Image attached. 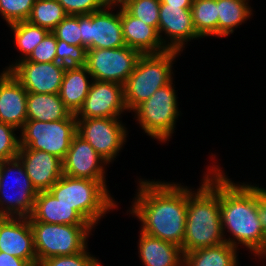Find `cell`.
I'll list each match as a JSON object with an SVG mask.
<instances>
[{
	"instance_id": "cell-12",
	"label": "cell",
	"mask_w": 266,
	"mask_h": 266,
	"mask_svg": "<svg viewBox=\"0 0 266 266\" xmlns=\"http://www.w3.org/2000/svg\"><path fill=\"white\" fill-rule=\"evenodd\" d=\"M142 54L131 47L88 49L86 68L93 80L124 85Z\"/></svg>"
},
{
	"instance_id": "cell-40",
	"label": "cell",
	"mask_w": 266,
	"mask_h": 266,
	"mask_svg": "<svg viewBox=\"0 0 266 266\" xmlns=\"http://www.w3.org/2000/svg\"><path fill=\"white\" fill-rule=\"evenodd\" d=\"M160 3L170 6H192L193 0H160Z\"/></svg>"
},
{
	"instance_id": "cell-41",
	"label": "cell",
	"mask_w": 266,
	"mask_h": 266,
	"mask_svg": "<svg viewBox=\"0 0 266 266\" xmlns=\"http://www.w3.org/2000/svg\"><path fill=\"white\" fill-rule=\"evenodd\" d=\"M130 0H110V3L114 6L123 7Z\"/></svg>"
},
{
	"instance_id": "cell-21",
	"label": "cell",
	"mask_w": 266,
	"mask_h": 266,
	"mask_svg": "<svg viewBox=\"0 0 266 266\" xmlns=\"http://www.w3.org/2000/svg\"><path fill=\"white\" fill-rule=\"evenodd\" d=\"M138 258L143 266H183L181 247L145 234L139 230Z\"/></svg>"
},
{
	"instance_id": "cell-32",
	"label": "cell",
	"mask_w": 266,
	"mask_h": 266,
	"mask_svg": "<svg viewBox=\"0 0 266 266\" xmlns=\"http://www.w3.org/2000/svg\"><path fill=\"white\" fill-rule=\"evenodd\" d=\"M38 266H103L99 257L87 247L83 252L70 256H53L41 261Z\"/></svg>"
},
{
	"instance_id": "cell-13",
	"label": "cell",
	"mask_w": 266,
	"mask_h": 266,
	"mask_svg": "<svg viewBox=\"0 0 266 266\" xmlns=\"http://www.w3.org/2000/svg\"><path fill=\"white\" fill-rule=\"evenodd\" d=\"M191 7L160 3L158 34L167 50L183 53L190 42L202 39L194 28Z\"/></svg>"
},
{
	"instance_id": "cell-2",
	"label": "cell",
	"mask_w": 266,
	"mask_h": 266,
	"mask_svg": "<svg viewBox=\"0 0 266 266\" xmlns=\"http://www.w3.org/2000/svg\"><path fill=\"white\" fill-rule=\"evenodd\" d=\"M221 165L220 216L225 241L239 250L244 248L257 261L264 254V232L258 213L256 183L232 180Z\"/></svg>"
},
{
	"instance_id": "cell-11",
	"label": "cell",
	"mask_w": 266,
	"mask_h": 266,
	"mask_svg": "<svg viewBox=\"0 0 266 266\" xmlns=\"http://www.w3.org/2000/svg\"><path fill=\"white\" fill-rule=\"evenodd\" d=\"M82 47L111 49L126 46L121 25V7L109 3L104 9L79 15Z\"/></svg>"
},
{
	"instance_id": "cell-7",
	"label": "cell",
	"mask_w": 266,
	"mask_h": 266,
	"mask_svg": "<svg viewBox=\"0 0 266 266\" xmlns=\"http://www.w3.org/2000/svg\"><path fill=\"white\" fill-rule=\"evenodd\" d=\"M28 218L33 232L37 266L53 256H70L83 252L89 247L88 239L95 231L91 225L52 224Z\"/></svg>"
},
{
	"instance_id": "cell-14",
	"label": "cell",
	"mask_w": 266,
	"mask_h": 266,
	"mask_svg": "<svg viewBox=\"0 0 266 266\" xmlns=\"http://www.w3.org/2000/svg\"><path fill=\"white\" fill-rule=\"evenodd\" d=\"M129 113L125 107L123 85L93 80L76 119L122 118Z\"/></svg>"
},
{
	"instance_id": "cell-24",
	"label": "cell",
	"mask_w": 266,
	"mask_h": 266,
	"mask_svg": "<svg viewBox=\"0 0 266 266\" xmlns=\"http://www.w3.org/2000/svg\"><path fill=\"white\" fill-rule=\"evenodd\" d=\"M252 1V0H251ZM218 38L234 34L237 28L253 18L255 11L250 0H217Z\"/></svg>"
},
{
	"instance_id": "cell-43",
	"label": "cell",
	"mask_w": 266,
	"mask_h": 266,
	"mask_svg": "<svg viewBox=\"0 0 266 266\" xmlns=\"http://www.w3.org/2000/svg\"><path fill=\"white\" fill-rule=\"evenodd\" d=\"M3 160H0V182H1V176H2V168H3Z\"/></svg>"
},
{
	"instance_id": "cell-34",
	"label": "cell",
	"mask_w": 266,
	"mask_h": 266,
	"mask_svg": "<svg viewBox=\"0 0 266 266\" xmlns=\"http://www.w3.org/2000/svg\"><path fill=\"white\" fill-rule=\"evenodd\" d=\"M87 49L57 39L56 60L66 67L86 66Z\"/></svg>"
},
{
	"instance_id": "cell-16",
	"label": "cell",
	"mask_w": 266,
	"mask_h": 266,
	"mask_svg": "<svg viewBox=\"0 0 266 266\" xmlns=\"http://www.w3.org/2000/svg\"><path fill=\"white\" fill-rule=\"evenodd\" d=\"M107 166L110 165L78 134L62 160L64 175L97 181H107Z\"/></svg>"
},
{
	"instance_id": "cell-5",
	"label": "cell",
	"mask_w": 266,
	"mask_h": 266,
	"mask_svg": "<svg viewBox=\"0 0 266 266\" xmlns=\"http://www.w3.org/2000/svg\"><path fill=\"white\" fill-rule=\"evenodd\" d=\"M181 54L176 50H167L160 54H142L138 58L132 74L123 85L125 107L129 113L175 78L173 67Z\"/></svg>"
},
{
	"instance_id": "cell-27",
	"label": "cell",
	"mask_w": 266,
	"mask_h": 266,
	"mask_svg": "<svg viewBox=\"0 0 266 266\" xmlns=\"http://www.w3.org/2000/svg\"><path fill=\"white\" fill-rule=\"evenodd\" d=\"M10 33L13 37L12 43L14 44V49L20 53L19 57L8 63L5 66V70L9 71L16 63L27 59L32 53L33 49L44 39V37L49 33L48 30L33 25L28 21H20L10 25H7ZM13 34V35H12ZM17 49H16V48Z\"/></svg>"
},
{
	"instance_id": "cell-15",
	"label": "cell",
	"mask_w": 266,
	"mask_h": 266,
	"mask_svg": "<svg viewBox=\"0 0 266 266\" xmlns=\"http://www.w3.org/2000/svg\"><path fill=\"white\" fill-rule=\"evenodd\" d=\"M66 66L58 62L22 60L9 71L27 92L59 94Z\"/></svg>"
},
{
	"instance_id": "cell-22",
	"label": "cell",
	"mask_w": 266,
	"mask_h": 266,
	"mask_svg": "<svg viewBox=\"0 0 266 266\" xmlns=\"http://www.w3.org/2000/svg\"><path fill=\"white\" fill-rule=\"evenodd\" d=\"M30 217L43 223L90 225L74 208L59 202L49 190L38 192Z\"/></svg>"
},
{
	"instance_id": "cell-33",
	"label": "cell",
	"mask_w": 266,
	"mask_h": 266,
	"mask_svg": "<svg viewBox=\"0 0 266 266\" xmlns=\"http://www.w3.org/2000/svg\"><path fill=\"white\" fill-rule=\"evenodd\" d=\"M18 131L14 126L0 121V160L6 161L17 158L20 150Z\"/></svg>"
},
{
	"instance_id": "cell-9",
	"label": "cell",
	"mask_w": 266,
	"mask_h": 266,
	"mask_svg": "<svg viewBox=\"0 0 266 266\" xmlns=\"http://www.w3.org/2000/svg\"><path fill=\"white\" fill-rule=\"evenodd\" d=\"M76 134L77 120L73 113L51 122L27 120L19 130L20 147L45 151L63 160Z\"/></svg>"
},
{
	"instance_id": "cell-18",
	"label": "cell",
	"mask_w": 266,
	"mask_h": 266,
	"mask_svg": "<svg viewBox=\"0 0 266 266\" xmlns=\"http://www.w3.org/2000/svg\"><path fill=\"white\" fill-rule=\"evenodd\" d=\"M17 158L38 192L48 191L63 175L62 160L48 152L20 147Z\"/></svg>"
},
{
	"instance_id": "cell-38",
	"label": "cell",
	"mask_w": 266,
	"mask_h": 266,
	"mask_svg": "<svg viewBox=\"0 0 266 266\" xmlns=\"http://www.w3.org/2000/svg\"><path fill=\"white\" fill-rule=\"evenodd\" d=\"M260 186V187H259ZM256 196L258 198V213L264 232V253L266 252V187L256 184Z\"/></svg>"
},
{
	"instance_id": "cell-6",
	"label": "cell",
	"mask_w": 266,
	"mask_h": 266,
	"mask_svg": "<svg viewBox=\"0 0 266 266\" xmlns=\"http://www.w3.org/2000/svg\"><path fill=\"white\" fill-rule=\"evenodd\" d=\"M174 80L159 88L131 112L142 133L161 145L173 140L177 122L183 114L179 109L178 90H175Z\"/></svg>"
},
{
	"instance_id": "cell-1",
	"label": "cell",
	"mask_w": 266,
	"mask_h": 266,
	"mask_svg": "<svg viewBox=\"0 0 266 266\" xmlns=\"http://www.w3.org/2000/svg\"><path fill=\"white\" fill-rule=\"evenodd\" d=\"M136 176L137 187L127 216L140 222L139 230L182 249L187 213V185L174 180ZM131 214V215H130Z\"/></svg>"
},
{
	"instance_id": "cell-30",
	"label": "cell",
	"mask_w": 266,
	"mask_h": 266,
	"mask_svg": "<svg viewBox=\"0 0 266 266\" xmlns=\"http://www.w3.org/2000/svg\"><path fill=\"white\" fill-rule=\"evenodd\" d=\"M123 7L132 16L158 31L160 0H130Z\"/></svg>"
},
{
	"instance_id": "cell-35",
	"label": "cell",
	"mask_w": 266,
	"mask_h": 266,
	"mask_svg": "<svg viewBox=\"0 0 266 266\" xmlns=\"http://www.w3.org/2000/svg\"><path fill=\"white\" fill-rule=\"evenodd\" d=\"M56 39L63 40L69 45L82 46L81 26L79 15H67L52 31Z\"/></svg>"
},
{
	"instance_id": "cell-31",
	"label": "cell",
	"mask_w": 266,
	"mask_h": 266,
	"mask_svg": "<svg viewBox=\"0 0 266 266\" xmlns=\"http://www.w3.org/2000/svg\"><path fill=\"white\" fill-rule=\"evenodd\" d=\"M36 0H0V16L6 26L27 21Z\"/></svg>"
},
{
	"instance_id": "cell-42",
	"label": "cell",
	"mask_w": 266,
	"mask_h": 266,
	"mask_svg": "<svg viewBox=\"0 0 266 266\" xmlns=\"http://www.w3.org/2000/svg\"><path fill=\"white\" fill-rule=\"evenodd\" d=\"M263 259H264V261L266 262V252L257 260V263L259 264V262H261V263H263V264H261V265H263L264 266V264H265V262L263 261Z\"/></svg>"
},
{
	"instance_id": "cell-3",
	"label": "cell",
	"mask_w": 266,
	"mask_h": 266,
	"mask_svg": "<svg viewBox=\"0 0 266 266\" xmlns=\"http://www.w3.org/2000/svg\"><path fill=\"white\" fill-rule=\"evenodd\" d=\"M210 153L211 163L204 166L199 186H187L183 254L226 242L220 216V162L218 154Z\"/></svg>"
},
{
	"instance_id": "cell-25",
	"label": "cell",
	"mask_w": 266,
	"mask_h": 266,
	"mask_svg": "<svg viewBox=\"0 0 266 266\" xmlns=\"http://www.w3.org/2000/svg\"><path fill=\"white\" fill-rule=\"evenodd\" d=\"M26 107L27 120L51 122L66 119L72 114L59 94L28 92Z\"/></svg>"
},
{
	"instance_id": "cell-20",
	"label": "cell",
	"mask_w": 266,
	"mask_h": 266,
	"mask_svg": "<svg viewBox=\"0 0 266 266\" xmlns=\"http://www.w3.org/2000/svg\"><path fill=\"white\" fill-rule=\"evenodd\" d=\"M122 33L126 46L141 54H160L167 49L163 46L158 31L121 7Z\"/></svg>"
},
{
	"instance_id": "cell-10",
	"label": "cell",
	"mask_w": 266,
	"mask_h": 266,
	"mask_svg": "<svg viewBox=\"0 0 266 266\" xmlns=\"http://www.w3.org/2000/svg\"><path fill=\"white\" fill-rule=\"evenodd\" d=\"M122 119H76L77 134L87 141L109 165L121 155L128 142L129 127Z\"/></svg>"
},
{
	"instance_id": "cell-29",
	"label": "cell",
	"mask_w": 266,
	"mask_h": 266,
	"mask_svg": "<svg viewBox=\"0 0 266 266\" xmlns=\"http://www.w3.org/2000/svg\"><path fill=\"white\" fill-rule=\"evenodd\" d=\"M66 16L57 0H36L27 21L52 32Z\"/></svg>"
},
{
	"instance_id": "cell-19",
	"label": "cell",
	"mask_w": 266,
	"mask_h": 266,
	"mask_svg": "<svg viewBox=\"0 0 266 266\" xmlns=\"http://www.w3.org/2000/svg\"><path fill=\"white\" fill-rule=\"evenodd\" d=\"M0 71V121L20 130L27 121L28 92L10 71Z\"/></svg>"
},
{
	"instance_id": "cell-8",
	"label": "cell",
	"mask_w": 266,
	"mask_h": 266,
	"mask_svg": "<svg viewBox=\"0 0 266 266\" xmlns=\"http://www.w3.org/2000/svg\"><path fill=\"white\" fill-rule=\"evenodd\" d=\"M38 191L18 158L3 162L0 217H30Z\"/></svg>"
},
{
	"instance_id": "cell-4",
	"label": "cell",
	"mask_w": 266,
	"mask_h": 266,
	"mask_svg": "<svg viewBox=\"0 0 266 266\" xmlns=\"http://www.w3.org/2000/svg\"><path fill=\"white\" fill-rule=\"evenodd\" d=\"M109 181L62 175L49 189L57 200L74 208L94 229L107 215L118 210L119 202L109 190Z\"/></svg>"
},
{
	"instance_id": "cell-23",
	"label": "cell",
	"mask_w": 266,
	"mask_h": 266,
	"mask_svg": "<svg viewBox=\"0 0 266 266\" xmlns=\"http://www.w3.org/2000/svg\"><path fill=\"white\" fill-rule=\"evenodd\" d=\"M92 82L86 66L66 67L59 96L71 113L76 114L82 107Z\"/></svg>"
},
{
	"instance_id": "cell-26",
	"label": "cell",
	"mask_w": 266,
	"mask_h": 266,
	"mask_svg": "<svg viewBox=\"0 0 266 266\" xmlns=\"http://www.w3.org/2000/svg\"><path fill=\"white\" fill-rule=\"evenodd\" d=\"M239 249L227 242L184 253L183 266H241Z\"/></svg>"
},
{
	"instance_id": "cell-17",
	"label": "cell",
	"mask_w": 266,
	"mask_h": 266,
	"mask_svg": "<svg viewBox=\"0 0 266 266\" xmlns=\"http://www.w3.org/2000/svg\"><path fill=\"white\" fill-rule=\"evenodd\" d=\"M0 252L37 266L33 232L26 217H0Z\"/></svg>"
},
{
	"instance_id": "cell-37",
	"label": "cell",
	"mask_w": 266,
	"mask_h": 266,
	"mask_svg": "<svg viewBox=\"0 0 266 266\" xmlns=\"http://www.w3.org/2000/svg\"><path fill=\"white\" fill-rule=\"evenodd\" d=\"M57 39L52 32H49L44 39L33 49L27 61L57 62L56 60Z\"/></svg>"
},
{
	"instance_id": "cell-28",
	"label": "cell",
	"mask_w": 266,
	"mask_h": 266,
	"mask_svg": "<svg viewBox=\"0 0 266 266\" xmlns=\"http://www.w3.org/2000/svg\"><path fill=\"white\" fill-rule=\"evenodd\" d=\"M191 14L194 28L202 39L218 38L217 0H193Z\"/></svg>"
},
{
	"instance_id": "cell-39",
	"label": "cell",
	"mask_w": 266,
	"mask_h": 266,
	"mask_svg": "<svg viewBox=\"0 0 266 266\" xmlns=\"http://www.w3.org/2000/svg\"><path fill=\"white\" fill-rule=\"evenodd\" d=\"M0 266H32L27 260L0 252Z\"/></svg>"
},
{
	"instance_id": "cell-36",
	"label": "cell",
	"mask_w": 266,
	"mask_h": 266,
	"mask_svg": "<svg viewBox=\"0 0 266 266\" xmlns=\"http://www.w3.org/2000/svg\"><path fill=\"white\" fill-rule=\"evenodd\" d=\"M67 15H88L104 9L110 0H57Z\"/></svg>"
}]
</instances>
